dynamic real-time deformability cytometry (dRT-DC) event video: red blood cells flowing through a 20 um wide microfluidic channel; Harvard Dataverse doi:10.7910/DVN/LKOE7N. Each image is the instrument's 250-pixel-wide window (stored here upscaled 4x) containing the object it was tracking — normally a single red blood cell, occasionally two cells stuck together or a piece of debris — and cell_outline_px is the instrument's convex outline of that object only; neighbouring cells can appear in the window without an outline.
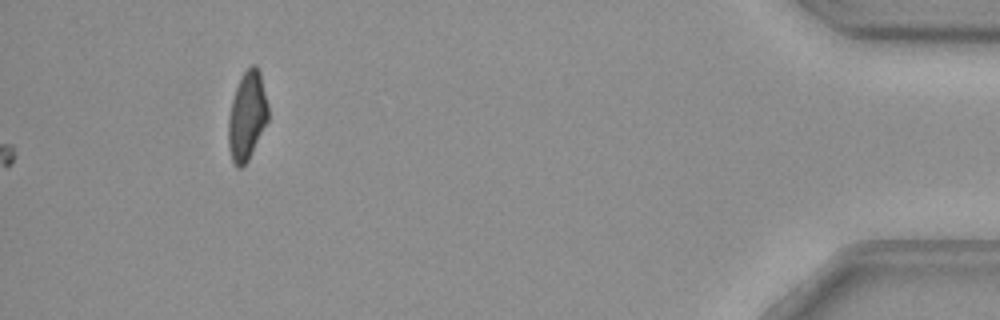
{"species": "common noctule bat (a hibernating species)", "species_latin": "Nyctalus noctula", "temperature_condition": "cold", "stored_images_in_passage": 50, "camera_frame_rate_fps": 3000, "um_per_image_px": 0.085, "animal": {"sex": "female", "body_mass_g": 29.2, "forearm_length_mm": 56.3}, "frame": {"image": 1, "passage_image": 50, "time_ms": 16.333, "image_size_px": [1000, 320], "cell_outline_px": [[268, 120], [248, 160], [240, 168], [236, 168], [232, 164], [228, 148], [228, 120], [232, 100], [236, 88], [244, 72], [252, 64], [256, 64], [260, 72], [268, 104]], "centroid_in_image_um": [20.99, 9.89], "position_along_channel_um": 414.2, "area_um2": 20.52}}